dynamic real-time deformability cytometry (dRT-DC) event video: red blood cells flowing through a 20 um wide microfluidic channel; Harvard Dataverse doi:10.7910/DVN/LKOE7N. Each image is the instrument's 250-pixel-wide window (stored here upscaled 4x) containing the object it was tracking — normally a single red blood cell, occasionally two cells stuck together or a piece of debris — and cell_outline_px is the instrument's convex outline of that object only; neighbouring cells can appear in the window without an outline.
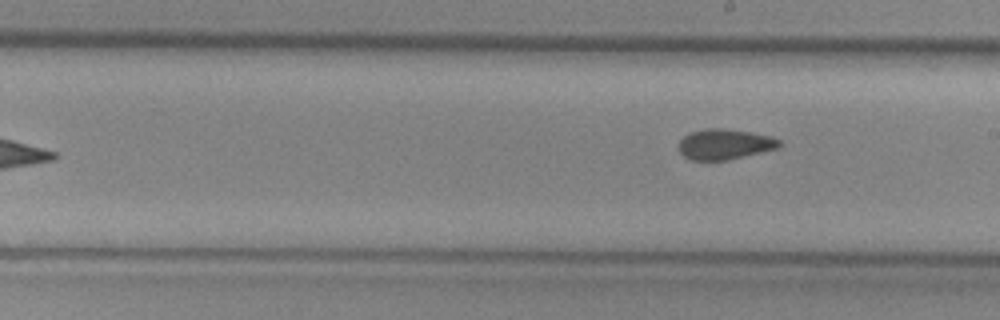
{"species": "common noctule bat (a hibernating species)", "species_latin": "Nyctalus noctula", "temperature_condition": "cold", "stored_images_in_passage": 9, "camera_frame_rate_fps": 3000, "um_per_image_px": 0.085, "animal": {"sex": "female", "body_mass_g": 29.2, "forearm_length_mm": 56.3}, "frame": {"image": 1, "passage_image": 9, "time_ms": 2.667, "image_size_px": [1000, 320], "cell_outline_px": [[784, 144], [776, 148], [728, 160], [692, 160], [684, 156], [680, 152], [680, 140], [684, 136], [692, 132], [704, 128], [720, 128], [748, 132], [768, 136], [780, 140]], "centroid_in_image_um": [61.59, 12.26], "position_along_channel_um": 227.4, "area_um2": 17.51}}